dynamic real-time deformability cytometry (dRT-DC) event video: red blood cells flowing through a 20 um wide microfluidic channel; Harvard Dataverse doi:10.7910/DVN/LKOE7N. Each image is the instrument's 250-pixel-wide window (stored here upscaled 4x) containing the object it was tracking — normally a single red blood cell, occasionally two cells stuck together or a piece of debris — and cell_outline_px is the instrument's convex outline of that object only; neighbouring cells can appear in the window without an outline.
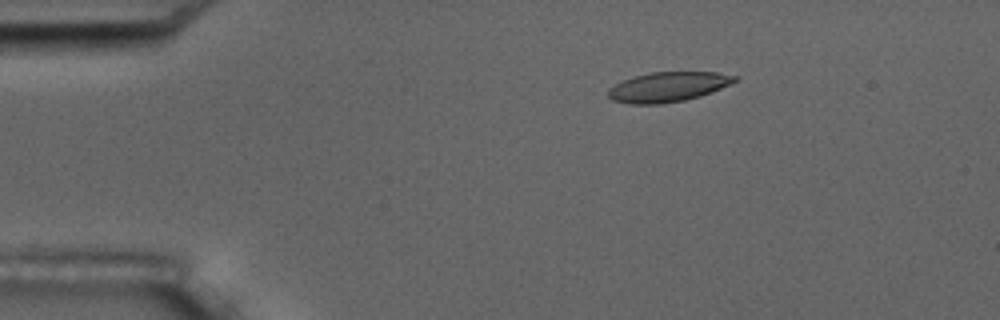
{"species": "common noctule bat (a hibernating species)", "species_latin": "Nyctalus noctula", "temperature_condition": "room temperature", "stored_images_in_passage": 4, "camera_frame_rate_fps": 3000, "um_per_image_px": 0.085, "animal": {"sex": "male", "body_mass_g": 17.5, "forearm_length_mm": 52.3}, "frame": {"image": 1, "passage_image": 3, "time_ms": 2.333, "image_size_px": [1000, 320], "cell_outline_px": [[740, 80], [732, 84], [712, 92], [700, 96], [684, 100], [660, 104], [628, 104], [612, 100], [608, 96], [608, 88], [632, 76], [648, 72], [716, 72], [736, 76]], "centroid_in_image_um": [56.79, 7.38], "position_along_channel_um": 28.2, "area_um2": 22.2}}